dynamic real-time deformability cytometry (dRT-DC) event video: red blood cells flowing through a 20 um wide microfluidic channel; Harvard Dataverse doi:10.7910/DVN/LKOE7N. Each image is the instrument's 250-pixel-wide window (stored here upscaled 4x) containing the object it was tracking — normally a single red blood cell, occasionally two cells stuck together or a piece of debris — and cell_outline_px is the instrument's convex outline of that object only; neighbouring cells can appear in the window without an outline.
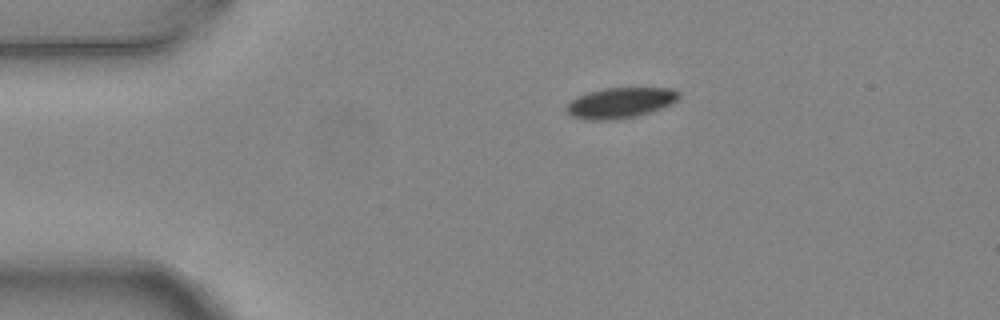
{"species": "common noctule bat (a hibernating species)", "species_latin": "Nyctalus noctula", "temperature_condition": "warm", "stored_images_in_passage": 3, "camera_frame_rate_fps": 3000, "um_per_image_px": 0.085, "animal": {"sex": "female", "body_mass_g": 24.6, "forearm_length_mm": 56.2}, "frame": {"image": 1, "passage_image": 1, "time_ms": 0.0, "image_size_px": [1000, 320], "cell_outline_px": [[680, 96], [672, 104], [636, 116], [612, 120], [588, 120], [572, 116], [564, 108], [576, 96], [588, 92], [604, 88], [672, 88], [680, 92]], "centroid_in_image_um": [52.72, 8.73], "position_along_channel_um": 32.3, "area_um2": 19.94}}
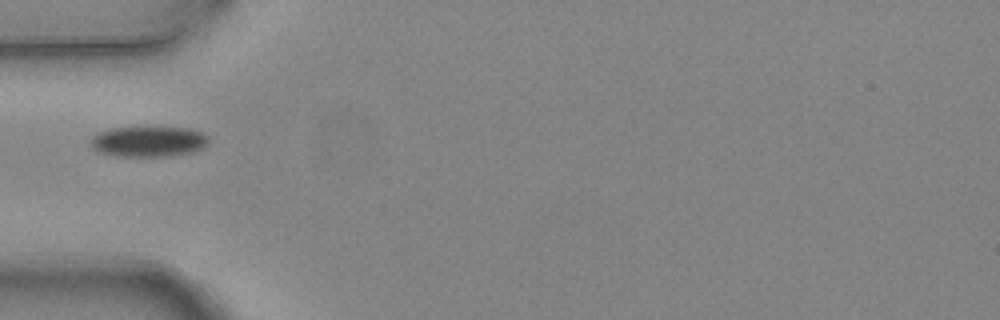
{"frame": {"image": 2, "passage_image": 3, "time_ms": 0.667, "image_size_px": [1000, 320], "cell_outline_px": [[208, 144], [192, 152], [164, 156], [112, 156], [100, 152], [92, 148], [88, 144], [88, 140], [96, 132], [112, 128], [188, 128], [204, 132], [208, 136]], "centroid_in_image_um": [12.56, 12.03], "position_along_channel_um": 72.4, "area_um2": 21.04}}